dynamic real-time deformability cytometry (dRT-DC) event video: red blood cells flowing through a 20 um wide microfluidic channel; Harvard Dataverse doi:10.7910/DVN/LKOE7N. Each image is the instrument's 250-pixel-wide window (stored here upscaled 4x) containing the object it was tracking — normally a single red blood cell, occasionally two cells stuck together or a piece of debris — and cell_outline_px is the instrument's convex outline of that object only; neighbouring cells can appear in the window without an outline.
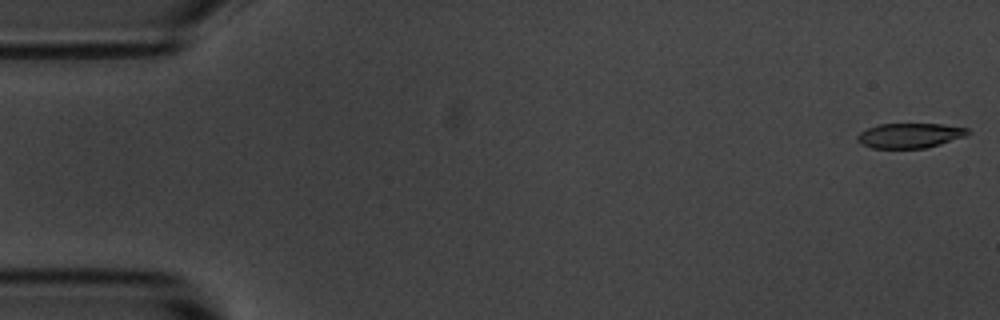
{"species": "common noctule bat (a hibernating species)", "species_latin": "Nyctalus noctula", "temperature_condition": "room temperature", "stored_images_in_passage": 5, "camera_frame_rate_fps": 3000, "um_per_image_px": 0.085, "animal": {"sex": "male", "body_mass_g": 20.1, "forearm_length_mm": 53.5}, "frame": {"image": 1, "passage_image": 1, "time_ms": 0.0, "image_size_px": [1000, 320], "cell_outline_px": [[972, 132], [968, 136], [940, 144], [924, 148], [872, 148], [860, 144], [856, 140], [856, 136], [860, 132], [868, 128], [880, 124], [940, 124], [968, 128]], "centroid_in_image_um": [77.35, 11.52], "position_along_channel_um": 7.6, "area_um2": 16.13}}
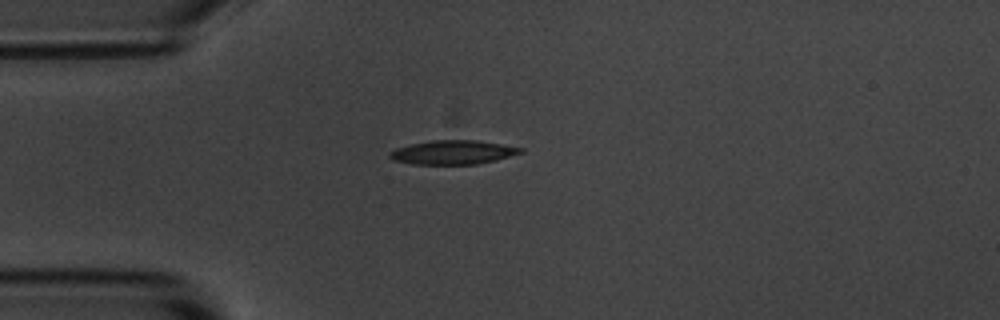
{"frame": {"image": 2, "passage_image": 5, "time_ms": 4.333, "image_size_px": [1000, 320], "cell_outline_px": [[524, 152], [496, 160], [476, 164], [412, 164], [392, 160], [388, 156], [388, 152], [396, 148], [412, 144], [432, 140], [476, 140], [524, 148]], "centroid_in_image_um": [38.48, 12.95], "position_along_channel_um": 46.5, "area_um2": 18.26}}